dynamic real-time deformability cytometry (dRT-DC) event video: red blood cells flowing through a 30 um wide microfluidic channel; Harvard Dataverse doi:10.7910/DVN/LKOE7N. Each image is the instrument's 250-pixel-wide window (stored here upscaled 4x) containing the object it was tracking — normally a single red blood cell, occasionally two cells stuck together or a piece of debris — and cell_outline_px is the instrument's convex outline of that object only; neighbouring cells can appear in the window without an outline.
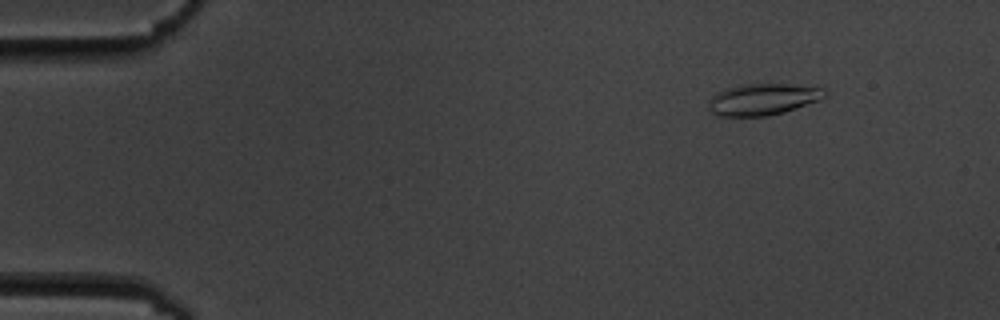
{"species": "common noctule bat (a hibernating species)", "species_latin": "Nyctalus noctula", "temperature_condition": "cold", "stored_images_in_passage": 6, "camera_frame_rate_fps": 3000, "um_per_image_px": 0.085, "animal": {"sex": "male", "body_mass_g": 19.5, "forearm_length_mm": 54.6}, "frame": {"image": 1, "passage_image": 3, "time_ms": 2.0, "image_size_px": [1000, 320], "cell_outline_px": [[828, 96], [820, 100], [784, 112], [768, 116], [716, 116], [712, 112], [708, 104], [712, 96], [716, 92], [728, 88], [744, 84], [788, 84], [824, 88], [828, 92]], "centroid_in_image_um": [64.88, 8.44], "position_along_channel_um": 20.1, "area_um2": 21.39}}
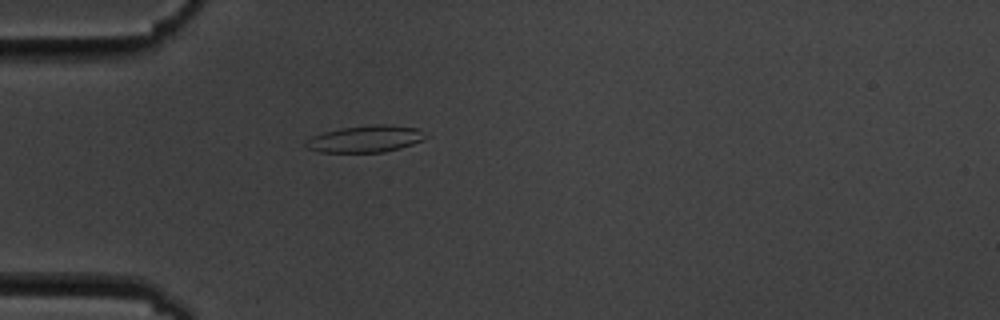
{"frame": {"image": 2, "passage_image": 6, "time_ms": 5.333, "image_size_px": [1000, 320], "cell_outline_px": [[428, 136], [424, 140], [400, 148], [384, 152], [320, 152], [304, 148], [304, 144], [312, 136], [324, 132], [340, 128], [372, 124], [384, 124], [420, 128]], "centroid_in_image_um": [31.08, 11.8], "position_along_channel_um": 53.9, "area_um2": 18.9}}